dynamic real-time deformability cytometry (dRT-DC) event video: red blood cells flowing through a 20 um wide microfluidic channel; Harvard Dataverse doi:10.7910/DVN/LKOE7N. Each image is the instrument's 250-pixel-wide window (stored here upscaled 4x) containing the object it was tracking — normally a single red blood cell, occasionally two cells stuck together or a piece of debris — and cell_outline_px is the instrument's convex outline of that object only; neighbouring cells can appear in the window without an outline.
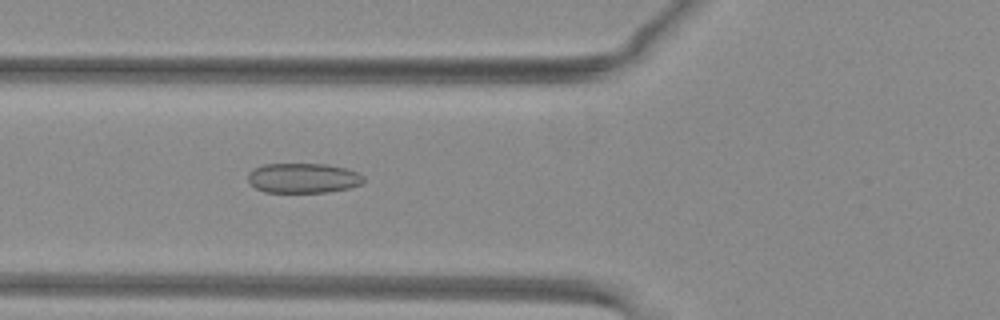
{"species": "common noctule bat (a hibernating species)", "species_latin": "Nyctalus noctula", "temperature_condition": "warm", "stored_images_in_passage": 52, "camera_frame_rate_fps": 3000, "um_per_image_px": 0.085, "animal": {"sex": "female", "body_mass_g": 29.2, "forearm_length_mm": 56.3}, "frame": {"image": 1, "passage_image": 21, "time_ms": 6.667, "image_size_px": [1000, 320], "cell_outline_px": [[364, 180], [360, 184], [352, 188], [328, 192], [264, 192], [256, 188], [248, 180], [248, 172], [252, 168], [264, 164], [328, 164], [344, 168], [356, 172], [364, 176]], "centroid_in_image_um": [25.76, 15.13], "position_along_channel_um": 100.0, "area_um2": 20.23}}
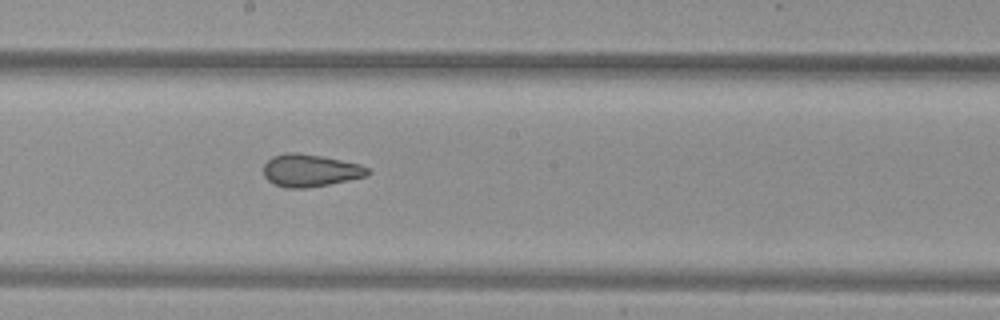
{"frame": {"image": 2, "passage_image": 30, "time_ms": 9.667, "image_size_px": [1000, 320], "cell_outline_px": [[372, 172], [364, 176], [348, 180], [328, 184], [304, 188], [284, 188], [272, 184], [264, 176], [264, 164], [272, 156], [288, 152], [296, 152], [320, 156], [360, 164], [368, 168]], "centroid_in_image_um": [26.33, 14.49], "position_along_channel_um": 221.9, "area_um2": 19.59}}
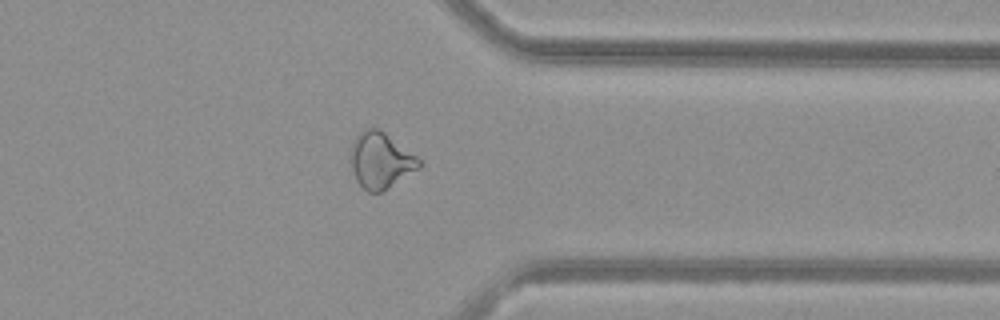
{"frame": {"image": 3, "passage_image": 42, "time_ms": 13.667, "image_size_px": [1000, 320], "cell_outline_px": [[424, 164], [420, 168], [380, 192], [368, 192], [356, 180], [352, 168], [348, 152], [356, 136], [364, 128], [376, 128], [384, 132], [416, 156]], "centroid_in_image_um": [32.33, 13.62], "position_along_channel_um": 379.1, "area_um2": 22.14}, "authors_computed_cell_mechanics": {"area_um2": 23.2934, "velocity_mm_per_s": 4.0482, "shape_relaxation_time_tau1_ms": null, "shape_relaxation_time_tau2_ms": 1.449, "deformation_change_tau1": null, "deformation_change_tau2": 0.0731}}